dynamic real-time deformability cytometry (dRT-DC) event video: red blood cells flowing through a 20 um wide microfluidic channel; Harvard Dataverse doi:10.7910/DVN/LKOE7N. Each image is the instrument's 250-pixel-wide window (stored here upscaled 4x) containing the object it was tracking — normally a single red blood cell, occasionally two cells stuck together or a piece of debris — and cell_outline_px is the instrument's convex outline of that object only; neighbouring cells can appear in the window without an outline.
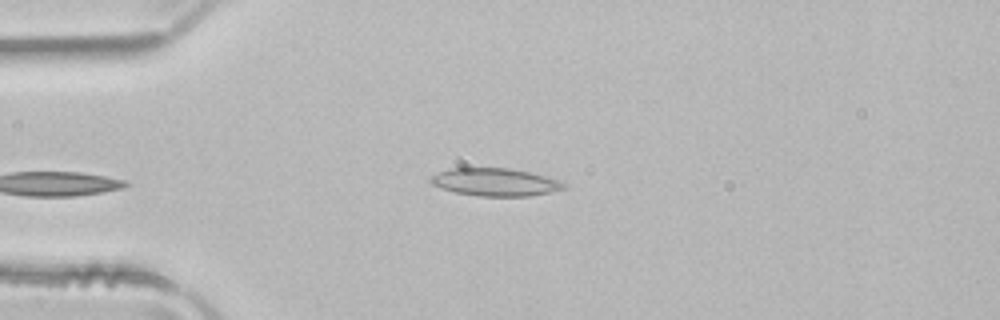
{"species": "common noctule bat (a hibernating species)", "species_latin": "Nyctalus noctula", "temperature_condition": "room temperature", "stored_images_in_passage": 36, "camera_frame_rate_fps": 3000, "um_per_image_px": 0.085, "animal": {"sex": "male", "body_mass_g": 21.5, "forearm_length_mm": 52.0}, "frame": {"image": 1, "passage_image": 1, "time_ms": 0.0, "image_size_px": [1000, 320], "cell_outline_px": [[568, 184], [564, 188], [552, 192], [532, 196], [480, 196], [456, 192], [440, 188], [432, 184], [428, 180], [436, 172], [448, 168], [508, 168], [528, 172], [544, 176]], "centroid_in_image_um": [42.05, 15.48], "position_along_channel_um": 42.9, "area_um2": 21.5}}
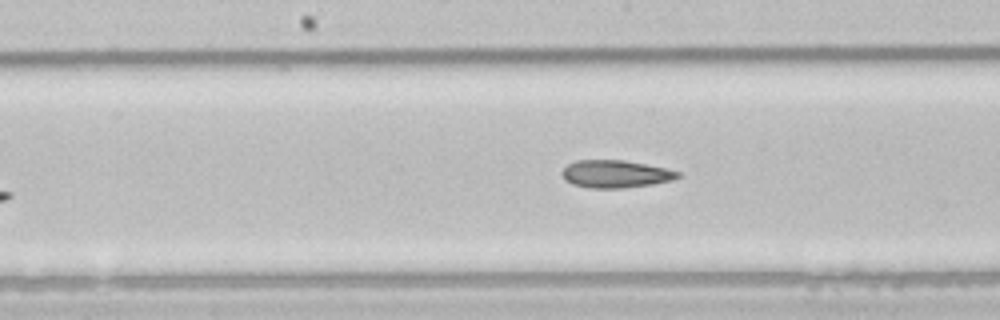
{"frame": {"image": 2, "passage_image": 14, "time_ms": 4.333, "image_size_px": [1000, 320], "cell_outline_px": [[680, 176], [672, 180], [652, 184], [624, 188], [588, 188], [572, 184], [564, 180], [560, 172], [568, 164], [576, 160], [624, 160], [664, 168], [680, 172]], "centroid_in_image_um": [52.27, 14.79], "position_along_channel_um": 195.9, "area_um2": 18.61}}
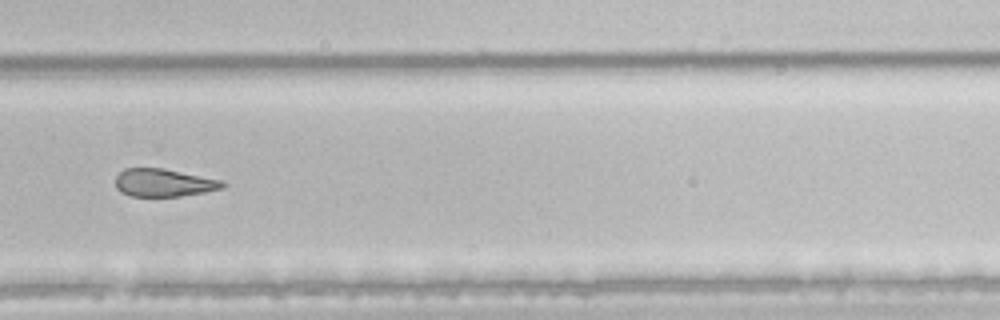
{"frame": {"image": 3, "passage_image": 23, "time_ms": 7.333, "image_size_px": [1000, 320], "cell_outline_px": [[228, 184], [224, 188], [204, 192], [180, 196], [132, 196], [120, 192], [116, 188], [116, 176], [124, 168], [160, 168], [224, 180]], "centroid_in_image_um": [13.94, 15.53], "position_along_channel_um": 315.9, "area_um2": 17.4}, "authors_computed_cell_mechanics": {"area_um2": 19.8832, "velocity_mm_per_s": 4.0298, "shape_relaxation_time_tau1_ms": null, "shape_relaxation_time_tau2_ms": 4.5665, "deformation_change_tau1": null, "deformation_change_tau2": 0.1431}}